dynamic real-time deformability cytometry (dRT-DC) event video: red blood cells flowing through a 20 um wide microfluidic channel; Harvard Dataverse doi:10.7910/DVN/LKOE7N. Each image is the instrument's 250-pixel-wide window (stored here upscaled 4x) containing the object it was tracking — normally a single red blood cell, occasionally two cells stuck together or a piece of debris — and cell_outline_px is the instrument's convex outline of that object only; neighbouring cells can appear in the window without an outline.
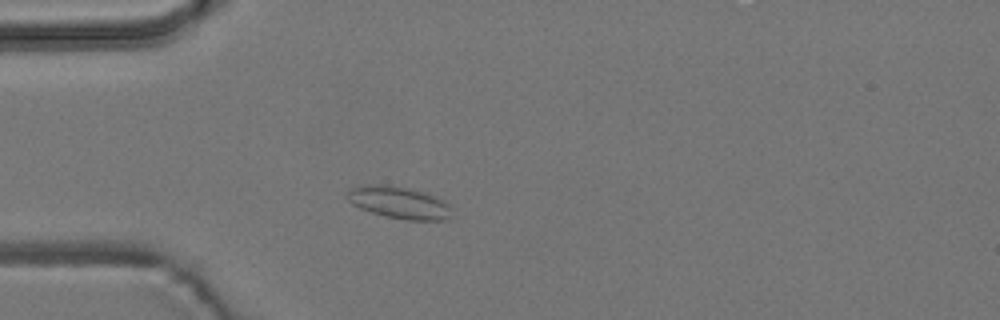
{"species": "common noctule bat (a hibernating species)", "species_latin": "Nyctalus noctula", "temperature_condition": "room temperature", "stored_images_in_passage": 2, "camera_frame_rate_fps": 3000, "um_per_image_px": 0.085, "animal": {"sex": "male", "body_mass_g": 19.2, "forearm_length_mm": 51.8}, "frame": {"image": 1, "passage_image": 2, "time_ms": 1.0, "image_size_px": [1000, 320], "cell_outline_px": [[448, 220], [408, 220], [384, 216], [360, 208], [352, 204], [348, 200], [348, 192], [352, 188], [360, 184], [380, 184], [404, 188], [436, 196], [444, 200], [448, 204]], "centroid_in_image_um": [33.87, 17.22], "position_along_channel_um": 51.1, "area_um2": 19.13}}